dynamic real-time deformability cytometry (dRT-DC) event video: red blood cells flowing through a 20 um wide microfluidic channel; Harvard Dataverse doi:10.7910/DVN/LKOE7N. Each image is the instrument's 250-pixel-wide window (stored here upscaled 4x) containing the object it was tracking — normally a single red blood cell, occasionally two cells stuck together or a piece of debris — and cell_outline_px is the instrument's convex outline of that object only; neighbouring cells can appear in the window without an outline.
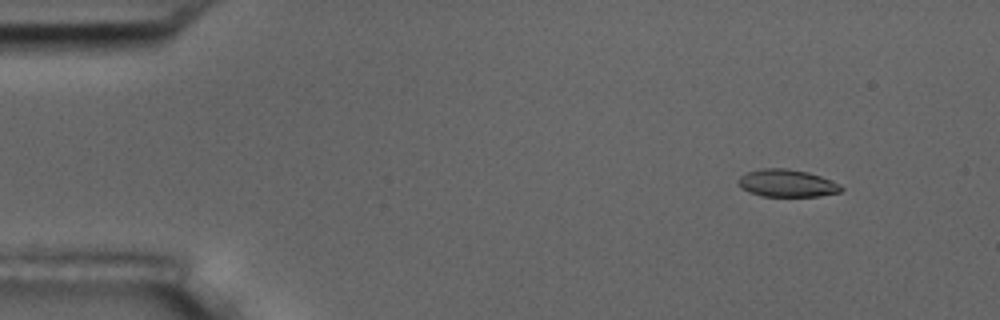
{"species": "common noctule bat (a hibernating species)", "species_latin": "Nyctalus noctula", "temperature_condition": "room temperature", "stored_images_in_passage": 54, "camera_frame_rate_fps": 3000, "um_per_image_px": 0.085, "animal": {"sex": "male", "body_mass_g": 17.5, "forearm_length_mm": 52.3}, "frame": {"image": 1, "passage_image": 4, "time_ms": 1.0, "image_size_px": [1000, 320], "cell_outline_px": [[844, 188], [840, 192], [820, 196], [760, 196], [748, 192], [736, 180], [740, 176], [748, 172], [760, 168], [788, 168], [808, 172], [820, 176], [840, 184]], "centroid_in_image_um": [66.9, 15.57], "position_along_channel_um": 18.1, "area_um2": 16.47}}
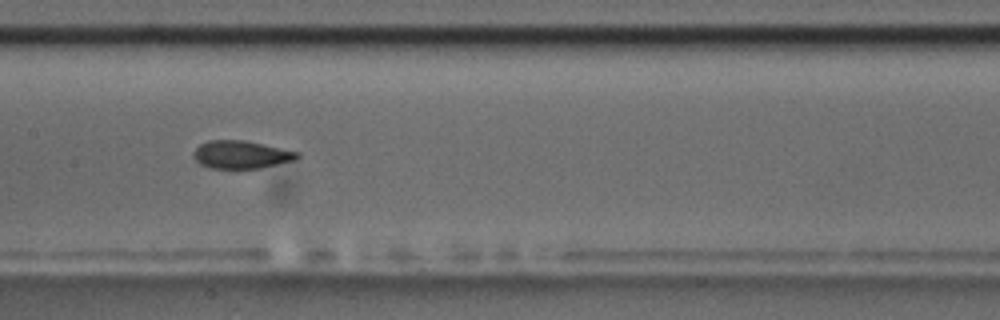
{"frame": {"image": 2, "passage_image": 26, "time_ms": 8.333, "image_size_px": [1000, 320], "cell_outline_px": [[300, 156], [296, 160], [260, 168], [212, 168], [200, 164], [192, 156], [192, 152], [200, 144], [208, 140], [244, 140], [300, 152]], "centroid_in_image_um": [20.5, 13.14], "position_along_channel_um": 186.9, "area_um2": 16.88}}
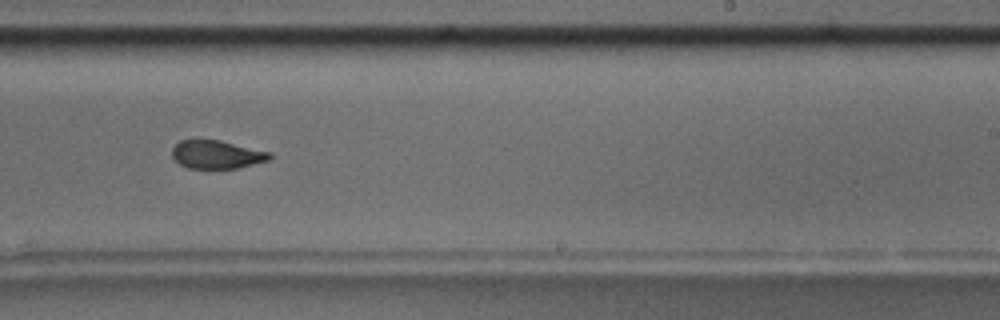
{"frame": {"image": 3, "passage_image": 33, "time_ms": 10.667, "image_size_px": [1000, 320], "cell_outline_px": [[272, 160], [236, 168], [188, 168], [180, 164], [172, 156], [172, 148], [180, 140], [220, 140], [272, 152]], "centroid_in_image_um": [18.47, 13.13], "position_along_channel_um": 270.5, "area_um2": 16.13}, "authors_computed_cell_mechanics": {"area_um2": 17.3689, "velocity_mm_per_s": 3.6051, "shape_relaxation_time_tau1_ms": 2.7442, "shape_relaxation_time_tau2_ms": 1.0485, "deformation_change_tau1": 0.1259, "deformation_change_tau2": 0.055}}